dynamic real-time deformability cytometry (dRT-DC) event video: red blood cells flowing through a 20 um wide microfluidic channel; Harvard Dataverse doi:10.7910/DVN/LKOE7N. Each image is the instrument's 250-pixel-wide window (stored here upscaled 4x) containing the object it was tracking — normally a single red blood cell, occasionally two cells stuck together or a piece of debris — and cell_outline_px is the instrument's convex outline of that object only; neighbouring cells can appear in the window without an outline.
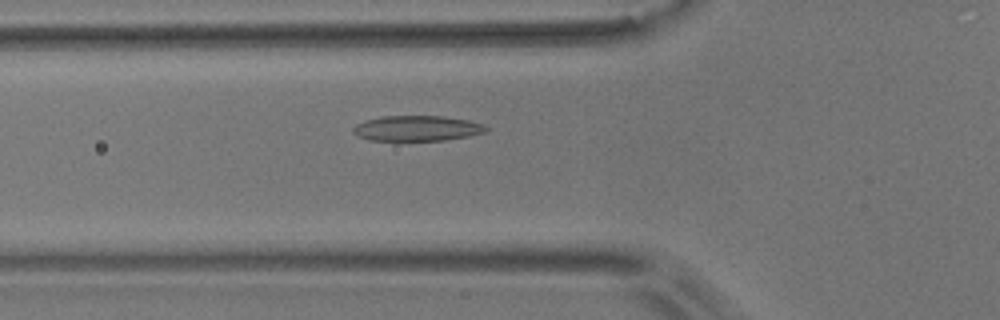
{"species": "common noctule bat (a hibernating species)", "species_latin": "Nyctalus noctula", "temperature_condition": "room temperature", "stored_images_in_passage": 40, "camera_frame_rate_fps": 3000, "um_per_image_px": 0.085, "animal": {"sex": "male", "body_mass_g": 17.9}, "frame": {"image": 1, "passage_image": 4, "time_ms": 1.0, "image_size_px": [1000, 320], "cell_outline_px": [[488, 128], [484, 132], [468, 136], [444, 140], [368, 140], [352, 132], [352, 128], [356, 124], [364, 120], [380, 116], [444, 116], [468, 120], [484, 124]], "centroid_in_image_um": [35.42, 10.89], "position_along_channel_um": 90.4, "area_um2": 19.59}}
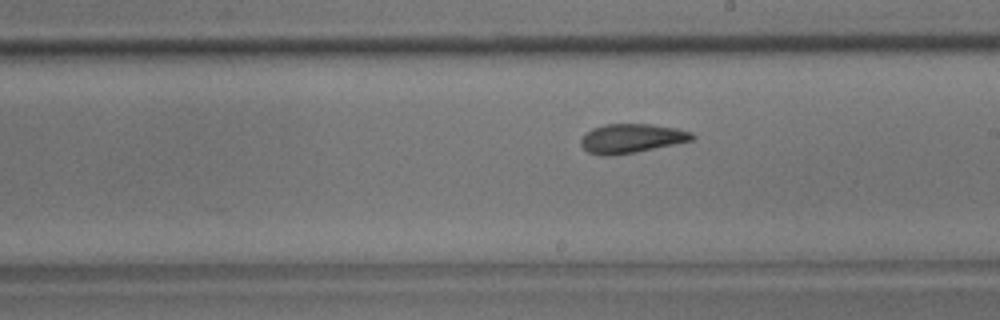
{"frame": {"image": 2, "passage_image": 16, "time_ms": 5.0, "image_size_px": [1000, 320], "cell_outline_px": [[696, 136], [692, 140], [636, 152], [612, 156], [600, 156], [588, 152], [580, 144], [580, 140], [592, 128], [604, 124], [652, 124], [676, 128], [692, 132]], "centroid_in_image_um": [53.66, 11.77], "position_along_channel_um": 235.3, "area_um2": 18.9}}
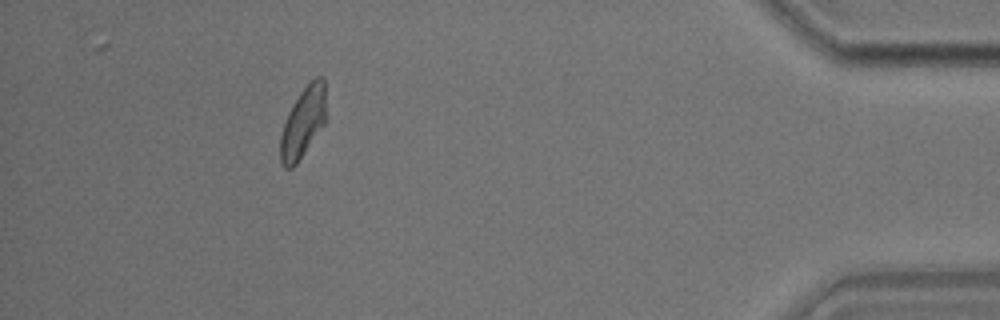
{"frame": {"image": 3, "passage_image": 35, "time_ms": 11.333, "image_size_px": [1000, 320], "cell_outline_px": [[324, 124], [296, 164], [292, 168], [284, 168], [280, 160], [280, 136], [288, 112], [292, 104], [300, 92], [316, 76], [324, 76]], "centroid_in_image_um": [25.73, 10.42], "position_along_channel_um": 409.5, "area_um2": 18.32}, "authors_computed_cell_mechanics": {"area_um2": 18.9006, "velocity_mm_per_s": 3.6121, "shape_relaxation_time_tau1_ms": 6.2138, "shape_relaxation_time_tau2_ms": 1.6352, "deformation_change_tau1": 0.1582, "deformation_change_tau2": 0.0757}}